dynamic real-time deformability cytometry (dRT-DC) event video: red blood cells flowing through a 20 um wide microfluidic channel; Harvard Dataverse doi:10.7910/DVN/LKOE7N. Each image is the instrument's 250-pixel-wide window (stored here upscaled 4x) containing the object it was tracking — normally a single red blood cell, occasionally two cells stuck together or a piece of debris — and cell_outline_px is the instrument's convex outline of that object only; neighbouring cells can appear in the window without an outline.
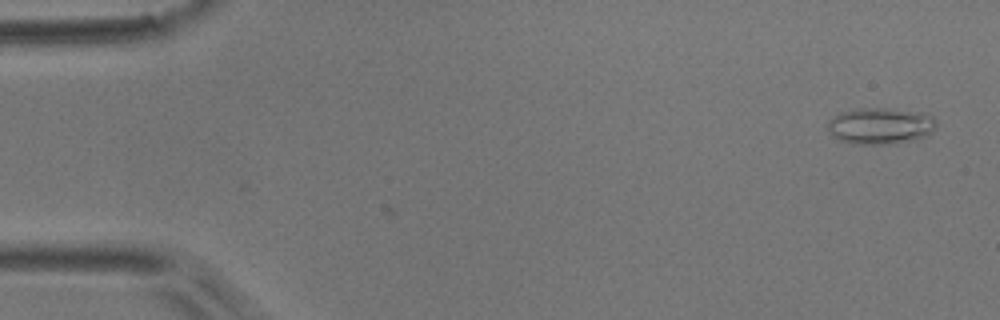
{"species": "common noctule bat (a hibernating species)", "species_latin": "Nyctalus noctula", "temperature_condition": "room temperature", "stored_images_in_passage": 3, "camera_frame_rate_fps": 3000, "um_per_image_px": 0.085, "animal": {"sex": "male", "body_mass_g": 17.9}, "frame": {"image": 1, "passage_image": 3, "time_ms": 2.0, "image_size_px": [1000, 320], "cell_outline_px": [[936, 128], [928, 136], [916, 140], [888, 144], [852, 144], [840, 140], [832, 136], [828, 128], [828, 120], [840, 112], [856, 108], [888, 108], [928, 112], [936, 120]], "centroid_in_image_um": [74.88, 10.69], "position_along_channel_um": 10.1, "area_um2": 23.64}}